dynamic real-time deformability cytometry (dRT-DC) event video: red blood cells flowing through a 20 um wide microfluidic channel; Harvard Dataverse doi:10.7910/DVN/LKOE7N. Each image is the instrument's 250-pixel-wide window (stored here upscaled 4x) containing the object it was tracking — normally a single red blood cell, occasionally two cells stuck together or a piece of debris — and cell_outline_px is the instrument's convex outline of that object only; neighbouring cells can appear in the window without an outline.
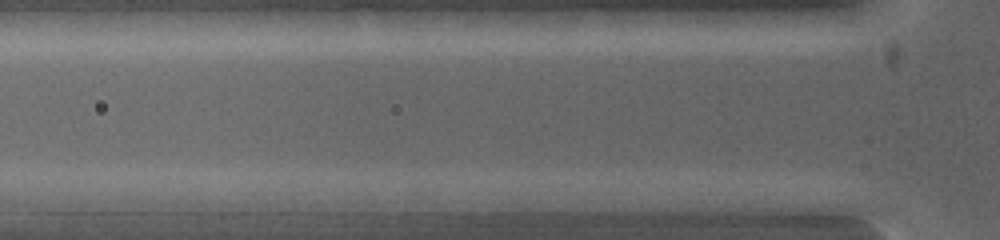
{"species": "common noctule bat (a hibernating species)", "species_latin": "Nyctalus noctula", "temperature_condition": "warm", "stored_images_in_passage": 7, "camera_frame_rate_fps": 5000, "um_per_image_px": 0.085, "animal": {"sex": "female", "body_mass_g": 19.0, "forearm_length_mm": 53.3}, "frame": {"image": 1, "passage_image": 7, "time_ms": 0.8, "image_size_px": [1000, 240], "cell_outline_px": [[600, 200], [564, 212], [524, 212], [496, 208], [492, 200], [592, 192]], "centroid_in_image_um": [46.5, 17.24], "position_along_channel_um": 79.3, "area_um2": 10.29}}